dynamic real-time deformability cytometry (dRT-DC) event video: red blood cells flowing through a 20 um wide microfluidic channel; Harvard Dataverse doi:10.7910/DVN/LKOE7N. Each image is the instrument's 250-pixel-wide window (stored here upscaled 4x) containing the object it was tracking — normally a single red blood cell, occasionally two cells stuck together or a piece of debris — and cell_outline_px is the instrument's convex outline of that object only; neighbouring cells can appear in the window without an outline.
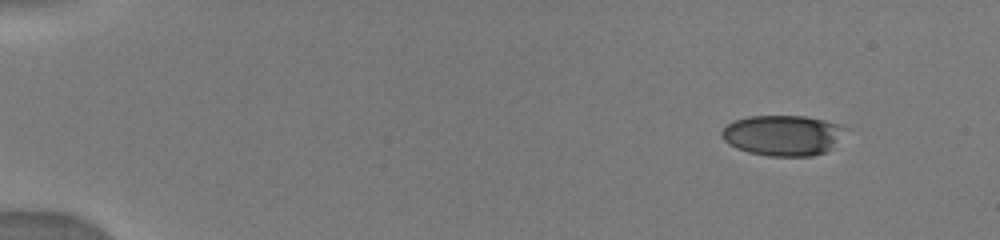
{"species": "human", "species_latin": "Homo sapiens", "temperature_condition": "warm", "stored_images_in_passage": 11, "camera_frame_rate_fps": 3000, "um_per_image_px": 0.085, "donor": {"sex": "male"}, "frame": {"image": 1, "passage_image": 1, "time_ms": 0.0, "image_size_px": [1000, 240], "cell_outline_px": [[844, 128], [832, 148], [824, 152], [812, 156], [768, 156], [748, 152], [736, 148], [728, 144], [720, 136], [720, 132], [732, 120], [748, 116], [804, 116], [824, 120], [836, 124]], "centroid_in_image_um": [66.44, 11.5], "position_along_channel_um": 18.6, "area_um2": 28.96}}
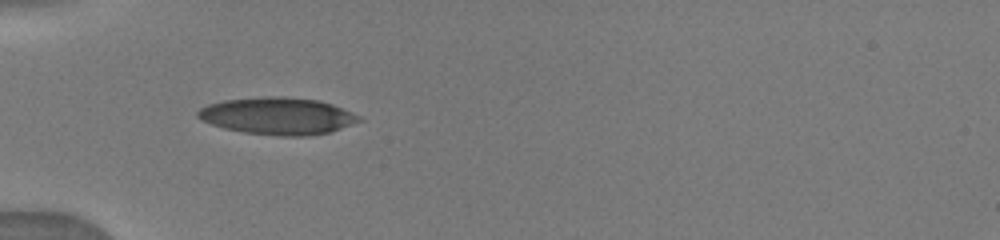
{"frame": {"image": 2, "passage_image": 8, "time_ms": 4.0, "image_size_px": [1000, 240], "cell_outline_px": [[364, 120], [328, 132], [308, 136], [280, 136], [244, 132], [224, 128], [200, 120], [196, 116], [196, 112], [200, 108], [208, 104], [224, 100], [260, 96], [284, 96], [320, 100], [332, 104], [352, 112], [360, 116]], "centroid_in_image_um": [23.59, 9.84], "position_along_channel_um": 61.4, "area_um2": 35.03}}
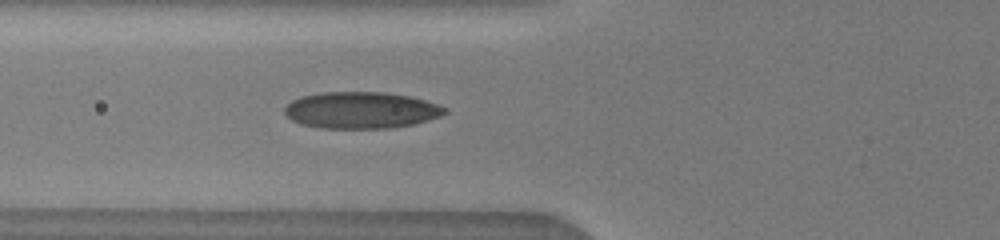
{"frame": {"image": 3, "passage_image": 11, "time_ms": 5.0, "image_size_px": [1000, 240], "cell_outline_px": [[448, 112], [440, 116], [428, 120], [412, 124], [388, 128], [320, 128], [300, 124], [292, 120], [284, 112], [284, 108], [292, 100], [300, 96], [320, 92], [384, 92], [408, 96], [424, 100], [448, 108]], "centroid_in_image_um": [30.67, 9.36], "position_along_channel_um": 95.1, "area_um2": 34.16}}